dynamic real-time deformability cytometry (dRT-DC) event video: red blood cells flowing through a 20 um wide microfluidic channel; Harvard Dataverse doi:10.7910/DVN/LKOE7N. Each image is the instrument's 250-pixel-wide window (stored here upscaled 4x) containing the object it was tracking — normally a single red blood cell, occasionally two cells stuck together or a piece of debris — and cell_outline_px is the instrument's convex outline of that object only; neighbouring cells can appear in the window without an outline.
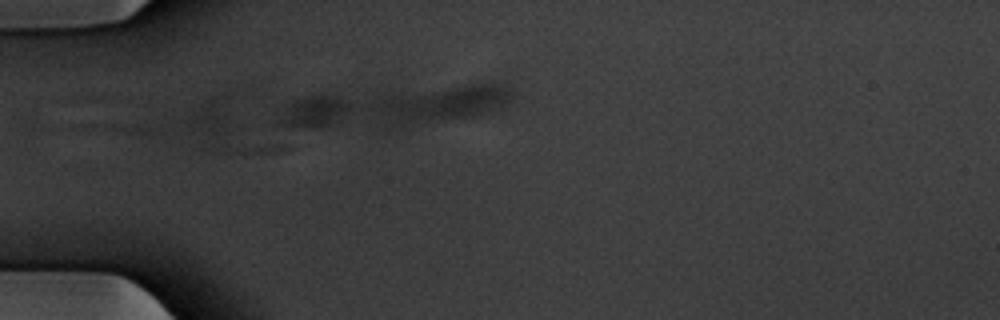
{"species": "common noctule bat (a hibernating species)", "species_latin": "Nyctalus noctula", "temperature_condition": "warm", "stored_images_in_passage": 3, "segment_of_instrument_passage": [1, 2], "camera_frame_rate_fps": 3000, "um_per_image_px": 0.085, "animal": {"sex": "male", "body_mass_g": 20.1, "forearm_length_mm": 53.5}, "frame": {"image": 1, "passage_image": 1, "time_ms": 0.0, "image_size_px": [1000, 320], "cell_outline_px": [[356, 104], [340, 120], [332, 124], [316, 128], [312, 128], [276, 124], [276, 108], [284, 104], [304, 96], [320, 92], [328, 92]], "centroid_in_image_um": [26.65, 9.41], "position_along_channel_um": 58.3, "area_um2": 14.45}}